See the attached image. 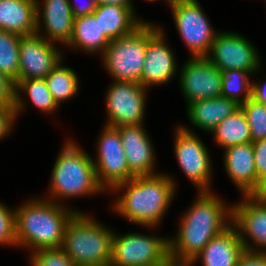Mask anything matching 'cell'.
Segmentation results:
<instances>
[{"mask_svg": "<svg viewBox=\"0 0 266 266\" xmlns=\"http://www.w3.org/2000/svg\"><path fill=\"white\" fill-rule=\"evenodd\" d=\"M223 204L210 191L199 192L198 199L181 219L177 239L169 240L170 258L191 262L213 237L230 226L226 217L229 221L232 210Z\"/></svg>", "mask_w": 266, "mask_h": 266, "instance_id": "6da1fadb", "label": "cell"}, {"mask_svg": "<svg viewBox=\"0 0 266 266\" xmlns=\"http://www.w3.org/2000/svg\"><path fill=\"white\" fill-rule=\"evenodd\" d=\"M174 185L171 177L167 175L133 177L113 188L117 191L127 187L124 195L116 200L115 209L134 223L156 226L172 201Z\"/></svg>", "mask_w": 266, "mask_h": 266, "instance_id": "7a4b0ae2", "label": "cell"}, {"mask_svg": "<svg viewBox=\"0 0 266 266\" xmlns=\"http://www.w3.org/2000/svg\"><path fill=\"white\" fill-rule=\"evenodd\" d=\"M76 211H67L53 201L31 200L15 210L16 246L35 251L61 248L68 221Z\"/></svg>", "mask_w": 266, "mask_h": 266, "instance_id": "3957f363", "label": "cell"}, {"mask_svg": "<svg viewBox=\"0 0 266 266\" xmlns=\"http://www.w3.org/2000/svg\"><path fill=\"white\" fill-rule=\"evenodd\" d=\"M113 234L76 211L67 223L61 249L77 266H110Z\"/></svg>", "mask_w": 266, "mask_h": 266, "instance_id": "277c9868", "label": "cell"}, {"mask_svg": "<svg viewBox=\"0 0 266 266\" xmlns=\"http://www.w3.org/2000/svg\"><path fill=\"white\" fill-rule=\"evenodd\" d=\"M93 162L76 143L68 141L53 167L51 195L68 198L104 191L98 183Z\"/></svg>", "mask_w": 266, "mask_h": 266, "instance_id": "5b68a950", "label": "cell"}, {"mask_svg": "<svg viewBox=\"0 0 266 266\" xmlns=\"http://www.w3.org/2000/svg\"><path fill=\"white\" fill-rule=\"evenodd\" d=\"M147 47V22L131 33L111 40L102 53L103 61L114 82H136L141 84V74Z\"/></svg>", "mask_w": 266, "mask_h": 266, "instance_id": "8992f818", "label": "cell"}, {"mask_svg": "<svg viewBox=\"0 0 266 266\" xmlns=\"http://www.w3.org/2000/svg\"><path fill=\"white\" fill-rule=\"evenodd\" d=\"M169 240L129 233L113 234L110 266H159L169 258Z\"/></svg>", "mask_w": 266, "mask_h": 266, "instance_id": "52a82bcc", "label": "cell"}, {"mask_svg": "<svg viewBox=\"0 0 266 266\" xmlns=\"http://www.w3.org/2000/svg\"><path fill=\"white\" fill-rule=\"evenodd\" d=\"M176 27L194 57L209 56L215 33L197 0H176L171 6Z\"/></svg>", "mask_w": 266, "mask_h": 266, "instance_id": "ba28073f", "label": "cell"}, {"mask_svg": "<svg viewBox=\"0 0 266 266\" xmlns=\"http://www.w3.org/2000/svg\"><path fill=\"white\" fill-rule=\"evenodd\" d=\"M98 142V161L94 163L98 183L106 189L135 177L129 170L117 127L106 125Z\"/></svg>", "mask_w": 266, "mask_h": 266, "instance_id": "9c48e42d", "label": "cell"}, {"mask_svg": "<svg viewBox=\"0 0 266 266\" xmlns=\"http://www.w3.org/2000/svg\"><path fill=\"white\" fill-rule=\"evenodd\" d=\"M106 95L109 126L142 125L145 87L136 82L116 81Z\"/></svg>", "mask_w": 266, "mask_h": 266, "instance_id": "30bf717a", "label": "cell"}, {"mask_svg": "<svg viewBox=\"0 0 266 266\" xmlns=\"http://www.w3.org/2000/svg\"><path fill=\"white\" fill-rule=\"evenodd\" d=\"M210 62L220 71L242 70L250 74L259 67V56L250 41L236 33H217Z\"/></svg>", "mask_w": 266, "mask_h": 266, "instance_id": "8fae6325", "label": "cell"}, {"mask_svg": "<svg viewBox=\"0 0 266 266\" xmlns=\"http://www.w3.org/2000/svg\"><path fill=\"white\" fill-rule=\"evenodd\" d=\"M176 131L175 154L181 169L200 191H209L211 161L208 151L189 129L179 126Z\"/></svg>", "mask_w": 266, "mask_h": 266, "instance_id": "7c38bea8", "label": "cell"}, {"mask_svg": "<svg viewBox=\"0 0 266 266\" xmlns=\"http://www.w3.org/2000/svg\"><path fill=\"white\" fill-rule=\"evenodd\" d=\"M39 33L21 36L19 81L44 79L61 62L60 52Z\"/></svg>", "mask_w": 266, "mask_h": 266, "instance_id": "4fadbf2b", "label": "cell"}, {"mask_svg": "<svg viewBox=\"0 0 266 266\" xmlns=\"http://www.w3.org/2000/svg\"><path fill=\"white\" fill-rule=\"evenodd\" d=\"M180 82L188 104L221 96L222 72L207 57H193L184 64Z\"/></svg>", "mask_w": 266, "mask_h": 266, "instance_id": "5bb4252c", "label": "cell"}, {"mask_svg": "<svg viewBox=\"0 0 266 266\" xmlns=\"http://www.w3.org/2000/svg\"><path fill=\"white\" fill-rule=\"evenodd\" d=\"M163 31L147 23V47L141 74V85L146 89L152 84L168 82L176 73L172 50L164 42Z\"/></svg>", "mask_w": 266, "mask_h": 266, "instance_id": "9a60e30c", "label": "cell"}, {"mask_svg": "<svg viewBox=\"0 0 266 266\" xmlns=\"http://www.w3.org/2000/svg\"><path fill=\"white\" fill-rule=\"evenodd\" d=\"M244 198V202L232 206L230 220L231 224L238 229L237 231L245 250L255 251L248 245L242 232L252 238L251 240L257 246L266 247V202L257 201L248 195H245Z\"/></svg>", "mask_w": 266, "mask_h": 266, "instance_id": "2e32d148", "label": "cell"}, {"mask_svg": "<svg viewBox=\"0 0 266 266\" xmlns=\"http://www.w3.org/2000/svg\"><path fill=\"white\" fill-rule=\"evenodd\" d=\"M142 125L117 126L130 172L136 176L155 175L154 152ZM153 172V173H152Z\"/></svg>", "mask_w": 266, "mask_h": 266, "instance_id": "e0dca14e", "label": "cell"}, {"mask_svg": "<svg viewBox=\"0 0 266 266\" xmlns=\"http://www.w3.org/2000/svg\"><path fill=\"white\" fill-rule=\"evenodd\" d=\"M40 10L37 0H0V30L20 36L40 32Z\"/></svg>", "mask_w": 266, "mask_h": 266, "instance_id": "ac0fdd59", "label": "cell"}, {"mask_svg": "<svg viewBox=\"0 0 266 266\" xmlns=\"http://www.w3.org/2000/svg\"><path fill=\"white\" fill-rule=\"evenodd\" d=\"M244 251L237 229L230 224L223 232L213 237L190 263L201 257L204 266H237Z\"/></svg>", "mask_w": 266, "mask_h": 266, "instance_id": "d6986e66", "label": "cell"}, {"mask_svg": "<svg viewBox=\"0 0 266 266\" xmlns=\"http://www.w3.org/2000/svg\"><path fill=\"white\" fill-rule=\"evenodd\" d=\"M225 169L242 194L249 195L256 187V167L252 143L225 148Z\"/></svg>", "mask_w": 266, "mask_h": 266, "instance_id": "ffe728a7", "label": "cell"}, {"mask_svg": "<svg viewBox=\"0 0 266 266\" xmlns=\"http://www.w3.org/2000/svg\"><path fill=\"white\" fill-rule=\"evenodd\" d=\"M239 108L240 105L234 100L218 96L191 102L188 104L187 115L196 127L211 132Z\"/></svg>", "mask_w": 266, "mask_h": 266, "instance_id": "44dd1931", "label": "cell"}, {"mask_svg": "<svg viewBox=\"0 0 266 266\" xmlns=\"http://www.w3.org/2000/svg\"><path fill=\"white\" fill-rule=\"evenodd\" d=\"M132 7L120 5H97L93 16L99 22L104 35L111 41L131 33L142 22L133 16Z\"/></svg>", "mask_w": 266, "mask_h": 266, "instance_id": "7402d4cb", "label": "cell"}, {"mask_svg": "<svg viewBox=\"0 0 266 266\" xmlns=\"http://www.w3.org/2000/svg\"><path fill=\"white\" fill-rule=\"evenodd\" d=\"M70 0H44L43 21L47 32L46 40L69 44L73 31L74 17ZM51 39V40H50Z\"/></svg>", "mask_w": 266, "mask_h": 266, "instance_id": "603a6c76", "label": "cell"}, {"mask_svg": "<svg viewBox=\"0 0 266 266\" xmlns=\"http://www.w3.org/2000/svg\"><path fill=\"white\" fill-rule=\"evenodd\" d=\"M109 42L110 40L101 31L99 22L92 14L74 18L69 46L80 47L86 52L94 53L100 50L104 52Z\"/></svg>", "mask_w": 266, "mask_h": 266, "instance_id": "cb8c5ba5", "label": "cell"}, {"mask_svg": "<svg viewBox=\"0 0 266 266\" xmlns=\"http://www.w3.org/2000/svg\"><path fill=\"white\" fill-rule=\"evenodd\" d=\"M212 133L217 144L225 148L252 143L250 127L241 107L220 122Z\"/></svg>", "mask_w": 266, "mask_h": 266, "instance_id": "d4e9b609", "label": "cell"}, {"mask_svg": "<svg viewBox=\"0 0 266 266\" xmlns=\"http://www.w3.org/2000/svg\"><path fill=\"white\" fill-rule=\"evenodd\" d=\"M20 90L21 92H26L33 104L44 112H52L57 108V106H59L51 95L44 79L21 80L15 83L14 107L16 115L24 107L20 94H18L20 93Z\"/></svg>", "mask_w": 266, "mask_h": 266, "instance_id": "484cf974", "label": "cell"}, {"mask_svg": "<svg viewBox=\"0 0 266 266\" xmlns=\"http://www.w3.org/2000/svg\"><path fill=\"white\" fill-rule=\"evenodd\" d=\"M56 65L48 76L44 78L47 87L55 102L70 99L78 90V78L76 73L69 67Z\"/></svg>", "mask_w": 266, "mask_h": 266, "instance_id": "4316f807", "label": "cell"}, {"mask_svg": "<svg viewBox=\"0 0 266 266\" xmlns=\"http://www.w3.org/2000/svg\"><path fill=\"white\" fill-rule=\"evenodd\" d=\"M20 35L0 30V72L19 81Z\"/></svg>", "mask_w": 266, "mask_h": 266, "instance_id": "83f0119b", "label": "cell"}, {"mask_svg": "<svg viewBox=\"0 0 266 266\" xmlns=\"http://www.w3.org/2000/svg\"><path fill=\"white\" fill-rule=\"evenodd\" d=\"M222 72L221 96L234 100L239 105L252 98V84L248 81L250 74L242 70H226ZM244 93L243 98L238 97Z\"/></svg>", "mask_w": 266, "mask_h": 266, "instance_id": "f1b7e54d", "label": "cell"}, {"mask_svg": "<svg viewBox=\"0 0 266 266\" xmlns=\"http://www.w3.org/2000/svg\"><path fill=\"white\" fill-rule=\"evenodd\" d=\"M240 107L247 118L252 142L266 139V106L250 98Z\"/></svg>", "mask_w": 266, "mask_h": 266, "instance_id": "f546056e", "label": "cell"}, {"mask_svg": "<svg viewBox=\"0 0 266 266\" xmlns=\"http://www.w3.org/2000/svg\"><path fill=\"white\" fill-rule=\"evenodd\" d=\"M32 266H77L61 248L34 251Z\"/></svg>", "mask_w": 266, "mask_h": 266, "instance_id": "4dcf8cb0", "label": "cell"}, {"mask_svg": "<svg viewBox=\"0 0 266 266\" xmlns=\"http://www.w3.org/2000/svg\"><path fill=\"white\" fill-rule=\"evenodd\" d=\"M0 244H17L15 211L7 209L2 204H0Z\"/></svg>", "mask_w": 266, "mask_h": 266, "instance_id": "1f68e13d", "label": "cell"}, {"mask_svg": "<svg viewBox=\"0 0 266 266\" xmlns=\"http://www.w3.org/2000/svg\"><path fill=\"white\" fill-rule=\"evenodd\" d=\"M256 167V185L258 179L266 174V139L252 142Z\"/></svg>", "mask_w": 266, "mask_h": 266, "instance_id": "d6a6232c", "label": "cell"}, {"mask_svg": "<svg viewBox=\"0 0 266 266\" xmlns=\"http://www.w3.org/2000/svg\"><path fill=\"white\" fill-rule=\"evenodd\" d=\"M15 83L6 74L0 72V105L14 106Z\"/></svg>", "mask_w": 266, "mask_h": 266, "instance_id": "836d02e7", "label": "cell"}, {"mask_svg": "<svg viewBox=\"0 0 266 266\" xmlns=\"http://www.w3.org/2000/svg\"><path fill=\"white\" fill-rule=\"evenodd\" d=\"M15 116L17 115L14 106L0 105V139L8 135Z\"/></svg>", "mask_w": 266, "mask_h": 266, "instance_id": "e575fe53", "label": "cell"}, {"mask_svg": "<svg viewBox=\"0 0 266 266\" xmlns=\"http://www.w3.org/2000/svg\"><path fill=\"white\" fill-rule=\"evenodd\" d=\"M237 266H266V250L259 252L245 250L240 256Z\"/></svg>", "mask_w": 266, "mask_h": 266, "instance_id": "d590c367", "label": "cell"}, {"mask_svg": "<svg viewBox=\"0 0 266 266\" xmlns=\"http://www.w3.org/2000/svg\"><path fill=\"white\" fill-rule=\"evenodd\" d=\"M69 4L74 18L91 15L97 8L96 0H88L84 4H75V6L69 1Z\"/></svg>", "mask_w": 266, "mask_h": 266, "instance_id": "8d00e7d4", "label": "cell"}, {"mask_svg": "<svg viewBox=\"0 0 266 266\" xmlns=\"http://www.w3.org/2000/svg\"><path fill=\"white\" fill-rule=\"evenodd\" d=\"M248 196L257 201L266 202V174L258 179L256 187Z\"/></svg>", "mask_w": 266, "mask_h": 266, "instance_id": "74e56055", "label": "cell"}, {"mask_svg": "<svg viewBox=\"0 0 266 266\" xmlns=\"http://www.w3.org/2000/svg\"><path fill=\"white\" fill-rule=\"evenodd\" d=\"M252 99L266 106V82L264 86L252 83Z\"/></svg>", "mask_w": 266, "mask_h": 266, "instance_id": "f35d334b", "label": "cell"}, {"mask_svg": "<svg viewBox=\"0 0 266 266\" xmlns=\"http://www.w3.org/2000/svg\"><path fill=\"white\" fill-rule=\"evenodd\" d=\"M97 5H120L124 7H132L130 0H96Z\"/></svg>", "mask_w": 266, "mask_h": 266, "instance_id": "ab89813d", "label": "cell"}, {"mask_svg": "<svg viewBox=\"0 0 266 266\" xmlns=\"http://www.w3.org/2000/svg\"><path fill=\"white\" fill-rule=\"evenodd\" d=\"M191 263L188 261L174 260L172 258H168L163 264L159 266H190Z\"/></svg>", "mask_w": 266, "mask_h": 266, "instance_id": "60d3db41", "label": "cell"}, {"mask_svg": "<svg viewBox=\"0 0 266 266\" xmlns=\"http://www.w3.org/2000/svg\"><path fill=\"white\" fill-rule=\"evenodd\" d=\"M148 1H154V0H148ZM170 4V6L176 1V0H167Z\"/></svg>", "mask_w": 266, "mask_h": 266, "instance_id": "b9f144b4", "label": "cell"}]
</instances>
